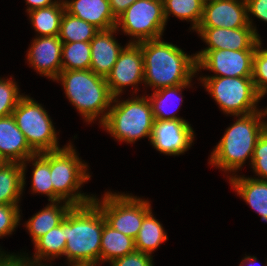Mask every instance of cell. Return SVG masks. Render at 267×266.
Segmentation results:
<instances>
[{"mask_svg": "<svg viewBox=\"0 0 267 266\" xmlns=\"http://www.w3.org/2000/svg\"><path fill=\"white\" fill-rule=\"evenodd\" d=\"M106 222L101 209L91 203L73 206L61 226L65 229L64 256L69 266H97L100 264V245Z\"/></svg>", "mask_w": 267, "mask_h": 266, "instance_id": "6da1fadb", "label": "cell"}, {"mask_svg": "<svg viewBox=\"0 0 267 266\" xmlns=\"http://www.w3.org/2000/svg\"><path fill=\"white\" fill-rule=\"evenodd\" d=\"M161 40L141 42L144 84L154 90L190 84L197 73L195 55H187L179 47Z\"/></svg>", "mask_w": 267, "mask_h": 266, "instance_id": "7a4b0ae2", "label": "cell"}, {"mask_svg": "<svg viewBox=\"0 0 267 266\" xmlns=\"http://www.w3.org/2000/svg\"><path fill=\"white\" fill-rule=\"evenodd\" d=\"M263 110L235 116L239 118L226 129L211 153V165L231 173L237 172L248 157L251 162L257 140L267 128V122L262 120L267 116V109Z\"/></svg>", "mask_w": 267, "mask_h": 266, "instance_id": "3957f363", "label": "cell"}, {"mask_svg": "<svg viewBox=\"0 0 267 266\" xmlns=\"http://www.w3.org/2000/svg\"><path fill=\"white\" fill-rule=\"evenodd\" d=\"M55 80L61 81L67 98L86 122H93L99 116V123L106 120L113 100L106 78L90 69L62 70Z\"/></svg>", "mask_w": 267, "mask_h": 266, "instance_id": "277c9868", "label": "cell"}, {"mask_svg": "<svg viewBox=\"0 0 267 266\" xmlns=\"http://www.w3.org/2000/svg\"><path fill=\"white\" fill-rule=\"evenodd\" d=\"M39 154L50 164L54 202L67 201L73 206H81L94 200V196L78 192L91 175L87 172L88 165L78 157L72 143L62 149Z\"/></svg>", "mask_w": 267, "mask_h": 266, "instance_id": "5b68a950", "label": "cell"}, {"mask_svg": "<svg viewBox=\"0 0 267 266\" xmlns=\"http://www.w3.org/2000/svg\"><path fill=\"white\" fill-rule=\"evenodd\" d=\"M112 103L106 120L100 124L104 130L118 141L127 143H134L142 137L150 139L155 119L147 96H133L122 101H118L116 96Z\"/></svg>", "mask_w": 267, "mask_h": 266, "instance_id": "8992f818", "label": "cell"}, {"mask_svg": "<svg viewBox=\"0 0 267 266\" xmlns=\"http://www.w3.org/2000/svg\"><path fill=\"white\" fill-rule=\"evenodd\" d=\"M206 90L220 109L233 116L260 111L256 106L262 98L256 91L252 77H200Z\"/></svg>", "mask_w": 267, "mask_h": 266, "instance_id": "52a82bcc", "label": "cell"}, {"mask_svg": "<svg viewBox=\"0 0 267 266\" xmlns=\"http://www.w3.org/2000/svg\"><path fill=\"white\" fill-rule=\"evenodd\" d=\"M30 148L36 153L62 149L48 112L29 96H23L12 112Z\"/></svg>", "mask_w": 267, "mask_h": 266, "instance_id": "ba28073f", "label": "cell"}, {"mask_svg": "<svg viewBox=\"0 0 267 266\" xmlns=\"http://www.w3.org/2000/svg\"><path fill=\"white\" fill-rule=\"evenodd\" d=\"M93 202L101 209L109 226L133 239L144 217L152 210L148 200L123 193L107 192L101 201L94 196Z\"/></svg>", "mask_w": 267, "mask_h": 266, "instance_id": "9c48e42d", "label": "cell"}, {"mask_svg": "<svg viewBox=\"0 0 267 266\" xmlns=\"http://www.w3.org/2000/svg\"><path fill=\"white\" fill-rule=\"evenodd\" d=\"M166 24L163 0H137L117 18L116 29L140 43L162 38Z\"/></svg>", "mask_w": 267, "mask_h": 266, "instance_id": "30bf717a", "label": "cell"}, {"mask_svg": "<svg viewBox=\"0 0 267 266\" xmlns=\"http://www.w3.org/2000/svg\"><path fill=\"white\" fill-rule=\"evenodd\" d=\"M255 50H201L194 54L197 71L211 70L214 76L206 77H252Z\"/></svg>", "mask_w": 267, "mask_h": 266, "instance_id": "8fae6325", "label": "cell"}, {"mask_svg": "<svg viewBox=\"0 0 267 266\" xmlns=\"http://www.w3.org/2000/svg\"><path fill=\"white\" fill-rule=\"evenodd\" d=\"M106 81L113 97L120 96L126 86L138 87V84L144 81L141 42L126 44Z\"/></svg>", "mask_w": 267, "mask_h": 266, "instance_id": "7c38bea8", "label": "cell"}, {"mask_svg": "<svg viewBox=\"0 0 267 266\" xmlns=\"http://www.w3.org/2000/svg\"><path fill=\"white\" fill-rule=\"evenodd\" d=\"M194 131L186 120H154L150 136L153 147L165 155H180L193 143Z\"/></svg>", "mask_w": 267, "mask_h": 266, "instance_id": "4fadbf2b", "label": "cell"}, {"mask_svg": "<svg viewBox=\"0 0 267 266\" xmlns=\"http://www.w3.org/2000/svg\"><path fill=\"white\" fill-rule=\"evenodd\" d=\"M248 25L245 0H212L203 5V15L197 28L236 29Z\"/></svg>", "mask_w": 267, "mask_h": 266, "instance_id": "5bb4252c", "label": "cell"}, {"mask_svg": "<svg viewBox=\"0 0 267 266\" xmlns=\"http://www.w3.org/2000/svg\"><path fill=\"white\" fill-rule=\"evenodd\" d=\"M195 31L208 45L204 50H256L261 41L249 24L236 29L197 28Z\"/></svg>", "mask_w": 267, "mask_h": 266, "instance_id": "9a60e30c", "label": "cell"}, {"mask_svg": "<svg viewBox=\"0 0 267 266\" xmlns=\"http://www.w3.org/2000/svg\"><path fill=\"white\" fill-rule=\"evenodd\" d=\"M62 47L58 35L36 37L27 53V60L38 73L55 81L62 71Z\"/></svg>", "mask_w": 267, "mask_h": 266, "instance_id": "2e32d148", "label": "cell"}, {"mask_svg": "<svg viewBox=\"0 0 267 266\" xmlns=\"http://www.w3.org/2000/svg\"><path fill=\"white\" fill-rule=\"evenodd\" d=\"M116 27L99 30L90 41L91 66L90 70L96 75L106 78L116 63L123 46L113 37Z\"/></svg>", "mask_w": 267, "mask_h": 266, "instance_id": "e0dca14e", "label": "cell"}, {"mask_svg": "<svg viewBox=\"0 0 267 266\" xmlns=\"http://www.w3.org/2000/svg\"><path fill=\"white\" fill-rule=\"evenodd\" d=\"M35 154L16 125L14 117L10 115L0 118V156L3 160L22 164Z\"/></svg>", "mask_w": 267, "mask_h": 266, "instance_id": "ac0fdd59", "label": "cell"}, {"mask_svg": "<svg viewBox=\"0 0 267 266\" xmlns=\"http://www.w3.org/2000/svg\"><path fill=\"white\" fill-rule=\"evenodd\" d=\"M65 11L93 24L99 30L116 27L117 19L112 14L108 0H64Z\"/></svg>", "mask_w": 267, "mask_h": 266, "instance_id": "d6986e66", "label": "cell"}, {"mask_svg": "<svg viewBox=\"0 0 267 266\" xmlns=\"http://www.w3.org/2000/svg\"><path fill=\"white\" fill-rule=\"evenodd\" d=\"M229 181L237 194L261 216V220L267 222V180L232 174Z\"/></svg>", "mask_w": 267, "mask_h": 266, "instance_id": "ffe728a7", "label": "cell"}, {"mask_svg": "<svg viewBox=\"0 0 267 266\" xmlns=\"http://www.w3.org/2000/svg\"><path fill=\"white\" fill-rule=\"evenodd\" d=\"M63 202V205H59L62 201L50 202L26 222L33 243L64 220L73 205L67 201Z\"/></svg>", "mask_w": 267, "mask_h": 266, "instance_id": "44dd1931", "label": "cell"}, {"mask_svg": "<svg viewBox=\"0 0 267 266\" xmlns=\"http://www.w3.org/2000/svg\"><path fill=\"white\" fill-rule=\"evenodd\" d=\"M136 250L135 240L113 229L106 222L103 225L100 245V262L111 263L115 259L128 255Z\"/></svg>", "mask_w": 267, "mask_h": 266, "instance_id": "7402d4cb", "label": "cell"}, {"mask_svg": "<svg viewBox=\"0 0 267 266\" xmlns=\"http://www.w3.org/2000/svg\"><path fill=\"white\" fill-rule=\"evenodd\" d=\"M22 192V164L5 162L0 166V204L18 205Z\"/></svg>", "mask_w": 267, "mask_h": 266, "instance_id": "603a6c76", "label": "cell"}, {"mask_svg": "<svg viewBox=\"0 0 267 266\" xmlns=\"http://www.w3.org/2000/svg\"><path fill=\"white\" fill-rule=\"evenodd\" d=\"M191 84H180L173 87H165L155 90L153 94L149 97L151 103L152 112L154 119L157 120H185L175 115L176 111L179 109L177 105L183 102V98L177 97L179 92L184 88H188ZM176 98V99H175ZM174 100V102H173ZM179 101L177 104L176 102ZM176 104V106L173 105ZM171 105V106H170ZM180 105V104H179ZM178 105V106H179ZM170 109V110H169Z\"/></svg>", "mask_w": 267, "mask_h": 266, "instance_id": "cb8c5ba5", "label": "cell"}, {"mask_svg": "<svg viewBox=\"0 0 267 266\" xmlns=\"http://www.w3.org/2000/svg\"><path fill=\"white\" fill-rule=\"evenodd\" d=\"M64 12V2L59 0L52 6L31 10L28 15L38 37L57 36Z\"/></svg>", "mask_w": 267, "mask_h": 266, "instance_id": "d4e9b609", "label": "cell"}, {"mask_svg": "<svg viewBox=\"0 0 267 266\" xmlns=\"http://www.w3.org/2000/svg\"><path fill=\"white\" fill-rule=\"evenodd\" d=\"M168 236L162 224L153 216L152 210L144 217L142 226L135 240L137 251L149 254L155 251Z\"/></svg>", "mask_w": 267, "mask_h": 266, "instance_id": "484cf974", "label": "cell"}, {"mask_svg": "<svg viewBox=\"0 0 267 266\" xmlns=\"http://www.w3.org/2000/svg\"><path fill=\"white\" fill-rule=\"evenodd\" d=\"M35 254L33 261L39 265L41 260H51L64 255L66 246L65 229L60 225L52 228L48 233L40 237L34 242ZM46 258V259H45Z\"/></svg>", "mask_w": 267, "mask_h": 266, "instance_id": "4316f807", "label": "cell"}, {"mask_svg": "<svg viewBox=\"0 0 267 266\" xmlns=\"http://www.w3.org/2000/svg\"><path fill=\"white\" fill-rule=\"evenodd\" d=\"M99 31L93 24L77 18L66 11L61 19L58 37L62 43L90 42Z\"/></svg>", "mask_w": 267, "mask_h": 266, "instance_id": "83f0119b", "label": "cell"}, {"mask_svg": "<svg viewBox=\"0 0 267 266\" xmlns=\"http://www.w3.org/2000/svg\"><path fill=\"white\" fill-rule=\"evenodd\" d=\"M33 161V172H32V192L41 193L48 196V201L54 202V188L52 184L51 174H50V164L40 155L35 154L29 157L22 163L23 167V190L25 186V170L26 163Z\"/></svg>", "mask_w": 267, "mask_h": 266, "instance_id": "f1b7e54d", "label": "cell"}, {"mask_svg": "<svg viewBox=\"0 0 267 266\" xmlns=\"http://www.w3.org/2000/svg\"><path fill=\"white\" fill-rule=\"evenodd\" d=\"M202 0H163L164 16L167 19L170 14L192 22L191 29L196 30L199 26L203 15Z\"/></svg>", "mask_w": 267, "mask_h": 266, "instance_id": "f546056e", "label": "cell"}, {"mask_svg": "<svg viewBox=\"0 0 267 266\" xmlns=\"http://www.w3.org/2000/svg\"><path fill=\"white\" fill-rule=\"evenodd\" d=\"M62 70H88L91 66L90 42L63 43Z\"/></svg>", "mask_w": 267, "mask_h": 266, "instance_id": "4dcf8cb0", "label": "cell"}, {"mask_svg": "<svg viewBox=\"0 0 267 266\" xmlns=\"http://www.w3.org/2000/svg\"><path fill=\"white\" fill-rule=\"evenodd\" d=\"M261 42L257 44L253 56L252 80L257 93L263 97L267 94V49H262Z\"/></svg>", "mask_w": 267, "mask_h": 266, "instance_id": "1f68e13d", "label": "cell"}, {"mask_svg": "<svg viewBox=\"0 0 267 266\" xmlns=\"http://www.w3.org/2000/svg\"><path fill=\"white\" fill-rule=\"evenodd\" d=\"M23 96L16 82L0 77V118L12 115Z\"/></svg>", "mask_w": 267, "mask_h": 266, "instance_id": "d6a6232c", "label": "cell"}, {"mask_svg": "<svg viewBox=\"0 0 267 266\" xmlns=\"http://www.w3.org/2000/svg\"><path fill=\"white\" fill-rule=\"evenodd\" d=\"M251 167L258 179L267 180V128L260 135L253 151Z\"/></svg>", "mask_w": 267, "mask_h": 266, "instance_id": "836d02e7", "label": "cell"}, {"mask_svg": "<svg viewBox=\"0 0 267 266\" xmlns=\"http://www.w3.org/2000/svg\"><path fill=\"white\" fill-rule=\"evenodd\" d=\"M19 205L0 204V238L12 234L21 220Z\"/></svg>", "mask_w": 267, "mask_h": 266, "instance_id": "e575fe53", "label": "cell"}, {"mask_svg": "<svg viewBox=\"0 0 267 266\" xmlns=\"http://www.w3.org/2000/svg\"><path fill=\"white\" fill-rule=\"evenodd\" d=\"M152 256L141 251L135 250L128 255L115 259L111 266H154Z\"/></svg>", "mask_w": 267, "mask_h": 266, "instance_id": "d590c367", "label": "cell"}, {"mask_svg": "<svg viewBox=\"0 0 267 266\" xmlns=\"http://www.w3.org/2000/svg\"><path fill=\"white\" fill-rule=\"evenodd\" d=\"M247 4L248 24L254 29L255 34L260 38L254 27L250 13L262 21L267 22V0H245ZM251 19V20H250Z\"/></svg>", "mask_w": 267, "mask_h": 266, "instance_id": "8d00e7d4", "label": "cell"}, {"mask_svg": "<svg viewBox=\"0 0 267 266\" xmlns=\"http://www.w3.org/2000/svg\"><path fill=\"white\" fill-rule=\"evenodd\" d=\"M3 252V253H2ZM0 253V266H47L35 263L32 258L25 255L18 256L16 254H6L4 251Z\"/></svg>", "mask_w": 267, "mask_h": 266, "instance_id": "74e56055", "label": "cell"}, {"mask_svg": "<svg viewBox=\"0 0 267 266\" xmlns=\"http://www.w3.org/2000/svg\"><path fill=\"white\" fill-rule=\"evenodd\" d=\"M112 14L117 19L127 8L137 0H108Z\"/></svg>", "mask_w": 267, "mask_h": 266, "instance_id": "f35d334b", "label": "cell"}, {"mask_svg": "<svg viewBox=\"0 0 267 266\" xmlns=\"http://www.w3.org/2000/svg\"><path fill=\"white\" fill-rule=\"evenodd\" d=\"M26 4L29 5L27 7L26 12H29L31 10L34 9H38V8H45V7H49L52 6L54 4H56L58 2V0H25Z\"/></svg>", "mask_w": 267, "mask_h": 266, "instance_id": "ab89813d", "label": "cell"}, {"mask_svg": "<svg viewBox=\"0 0 267 266\" xmlns=\"http://www.w3.org/2000/svg\"><path fill=\"white\" fill-rule=\"evenodd\" d=\"M256 262H258L257 257L249 255V256H245V258L242 259V262L240 263L239 266H246V265L247 266H254Z\"/></svg>", "mask_w": 267, "mask_h": 266, "instance_id": "60d3db41", "label": "cell"}, {"mask_svg": "<svg viewBox=\"0 0 267 266\" xmlns=\"http://www.w3.org/2000/svg\"><path fill=\"white\" fill-rule=\"evenodd\" d=\"M5 163V161L3 160V158L0 156V166L3 165Z\"/></svg>", "mask_w": 267, "mask_h": 266, "instance_id": "b9f144b4", "label": "cell"}, {"mask_svg": "<svg viewBox=\"0 0 267 266\" xmlns=\"http://www.w3.org/2000/svg\"><path fill=\"white\" fill-rule=\"evenodd\" d=\"M202 1L205 3V2H208V1H212V0H202Z\"/></svg>", "mask_w": 267, "mask_h": 266, "instance_id": "7bdbcfd3", "label": "cell"}]
</instances>
